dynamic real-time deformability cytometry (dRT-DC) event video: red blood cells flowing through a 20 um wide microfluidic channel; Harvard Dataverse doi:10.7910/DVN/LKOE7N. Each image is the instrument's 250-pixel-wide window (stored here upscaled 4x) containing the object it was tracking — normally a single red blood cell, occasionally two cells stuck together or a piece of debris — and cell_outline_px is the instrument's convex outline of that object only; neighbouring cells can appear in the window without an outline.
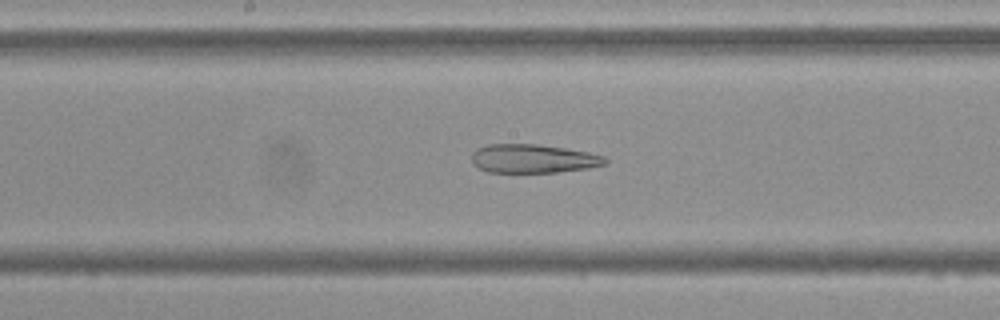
{"species": "Egyptian fruit bat (a non-hibernating species)", "species_latin": "Rousettus aegyptiacus", "temperature_condition": "cold", "stored_images_in_passage": 48, "camera_frame_rate_fps": 3000, "um_per_image_px": 0.085, "frame": {"image": 1, "passage_image": 22, "time_ms": 7.0, "image_size_px": [1000, 320], "cell_outline_px": [[608, 160], [604, 164], [588, 168], [556, 172], [488, 172], [472, 164], [472, 152], [476, 148], [488, 144], [536, 144], [564, 148], [588, 152], [604, 156]], "centroid_in_image_um": [45.28, 13.48], "position_along_channel_um": 202.9, "area_um2": 22.25}}
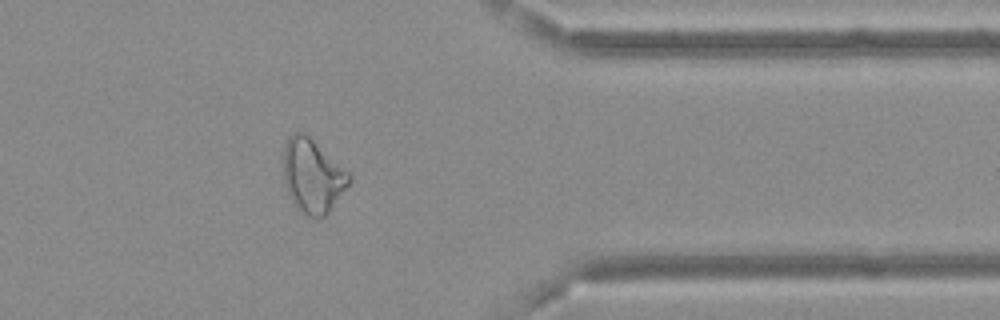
{"frame": {"image": 2, "passage_image": 38, "time_ms": 12.333, "image_size_px": [1000, 320], "cell_outline_px": [[352, 180], [328, 212], [324, 216], [308, 216], [300, 212], [296, 208], [284, 184], [284, 144], [288, 136], [292, 132], [304, 132], [348, 172], [352, 176]], "centroid_in_image_um": [26.54, 14.94], "position_along_channel_um": 384.9, "area_um2": 27.86}}
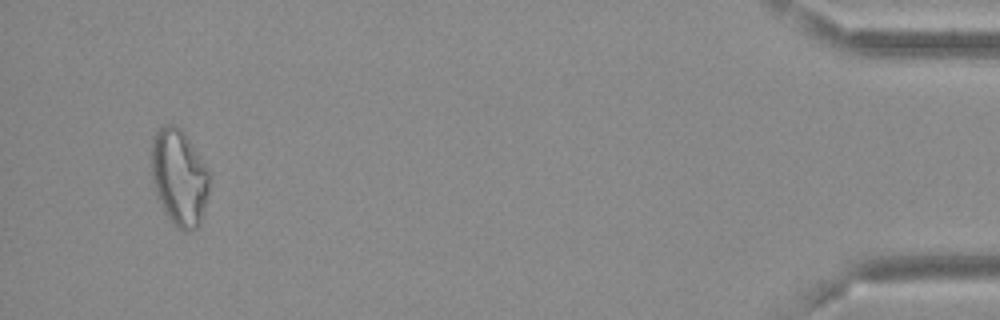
{"frame": {"image": 3, "passage_image": 46, "time_ms": 15.0, "image_size_px": [1000, 320], "cell_outline_px": [[208, 192], [200, 224], [196, 228], [188, 232], [184, 232], [176, 228], [168, 216], [156, 192], [152, 180], [152, 140], [156, 132], [164, 124], [172, 124], [180, 128], [184, 132], [208, 168]], "centroid_in_image_um": [15.24, 15.07], "position_along_channel_um": 420.0, "area_um2": 32.19}, "authors_computed_cell_mechanics": {"area_um2": 28.1197, "velocity_mm_per_s": 3.6768, "shape_relaxation_time_tau1_ms": null, "shape_relaxation_time_tau2_ms": 4.845, "deformation_change_tau1": null, "deformation_change_tau2": 0.1746}}